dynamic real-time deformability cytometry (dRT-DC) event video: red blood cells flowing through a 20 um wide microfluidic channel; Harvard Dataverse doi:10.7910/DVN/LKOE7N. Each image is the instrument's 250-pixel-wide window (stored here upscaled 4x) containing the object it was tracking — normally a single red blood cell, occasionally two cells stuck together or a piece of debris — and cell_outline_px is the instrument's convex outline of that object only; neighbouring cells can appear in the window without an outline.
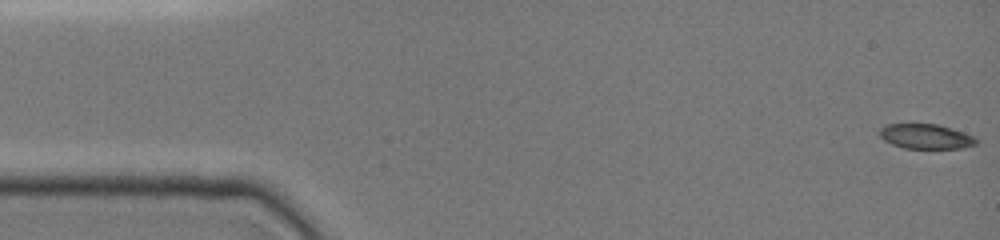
{"species": "common noctule bat (a hibernating species)", "species_latin": "Nyctalus noctula", "temperature_condition": "cold", "stored_images_in_passage": 35, "camera_frame_rate_fps": 3000, "um_per_image_px": 0.085, "animal": {"sex": "female", "body_mass_g": 19.0, "forearm_length_mm": 51.5}, "frame": {"image": 1, "passage_image": 1, "time_ms": 0.0, "image_size_px": [1000, 240], "cell_outline_px": [[976, 144], [964, 148], [904, 148], [892, 144], [884, 140], [880, 136], [880, 128], [888, 124], [936, 124], [952, 128], [976, 136]], "centroid_in_image_um": [78.72, 11.59], "position_along_channel_um": 6.3, "area_um2": 13.93}}
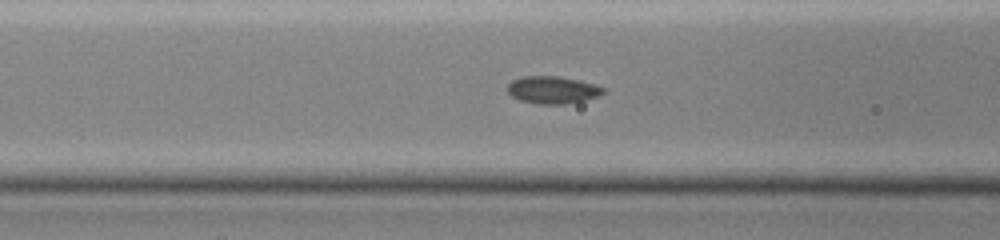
{"frame": {"image": 2, "passage_image": 16, "time_ms": 6.0, "image_size_px": [1000, 240], "cell_outline_px": [[604, 92], [600, 96], [584, 100], [564, 104], [536, 104], [520, 100], [512, 96], [508, 92], [508, 84], [512, 80], [520, 76], [560, 76], [596, 84], [604, 88]], "centroid_in_image_um": [46.97, 7.63], "position_along_channel_um": 119.6, "area_um2": 15.37}}
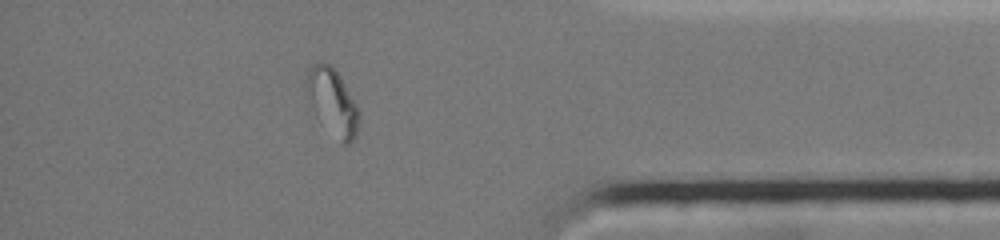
{"frame": {"image": 3, "passage_image": 30, "time_ms": 13.667, "image_size_px": [1000, 240], "cell_outline_px": [[360, 116], [356, 136], [348, 144], [340, 144], [304, 88], [308, 68], [312, 64], [320, 60], [324, 60], [340, 76], [356, 104], [360, 112]], "centroid_in_image_um": [28.3, 8.59], "position_along_channel_um": 406.9, "area_um2": 19.36}, "authors_computed_cell_mechanics": {"area_um2": 15.2592, "velocity_mm_per_s": 3.9499, "shape_relaxation_time_tau1_ms": null, "shape_relaxation_time_tau2_ms": 1.7493, "deformation_change_tau1": null, "deformation_change_tau2": 0.032}}